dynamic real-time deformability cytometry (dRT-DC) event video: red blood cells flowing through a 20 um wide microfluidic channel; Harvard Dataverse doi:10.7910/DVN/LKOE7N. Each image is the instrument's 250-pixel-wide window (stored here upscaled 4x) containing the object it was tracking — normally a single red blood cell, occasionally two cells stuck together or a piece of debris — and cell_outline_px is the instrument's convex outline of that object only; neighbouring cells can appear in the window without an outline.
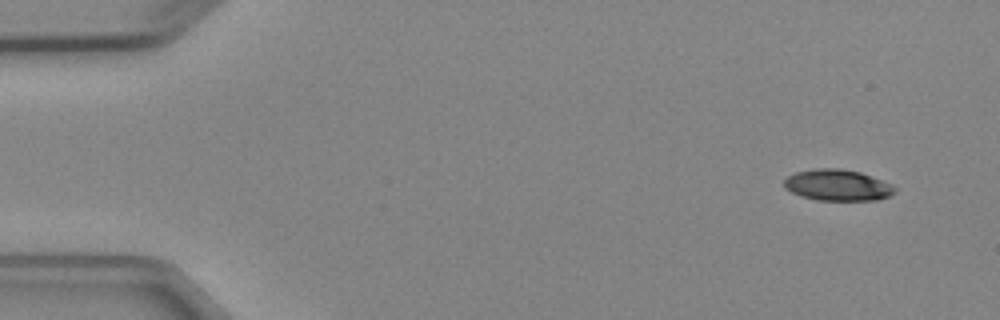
{"species": "Egyptian fruit bat (a non-hibernating species)", "species_latin": "Rousettus aegyptiacus", "temperature_condition": "cold", "stored_images_in_passage": 5, "camera_frame_rate_fps": 3000, "um_per_image_px": 0.085, "animal": {"sex": "female"}, "frame": {"image": 1, "passage_image": 1, "time_ms": 0.0, "image_size_px": [1000, 320], "cell_outline_px": [[896, 192], [888, 196], [876, 200], [816, 200], [800, 196], [784, 188], [784, 180], [788, 176], [796, 172], [816, 168], [840, 168], [860, 172], [892, 184], [896, 188]], "centroid_in_image_um": [71.18, 15.74], "position_along_channel_um": 13.8, "area_um2": 20.17}}
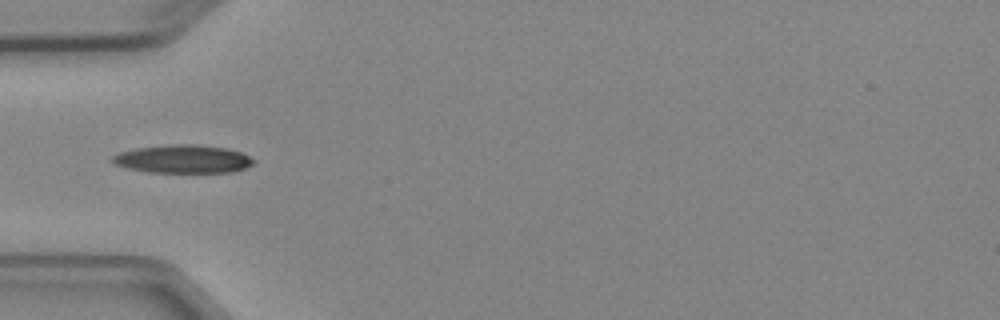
{"frame": {"image": 2, "passage_image": 4, "time_ms": 4.333, "image_size_px": [1000, 320], "cell_outline_px": [[256, 160], [252, 164], [244, 168], [232, 172], [148, 172], [128, 168], [116, 164], [112, 160], [112, 156], [120, 152], [136, 148], [172, 144], [196, 144], [228, 148], [240, 152]], "centroid_in_image_um": [15.57, 13.51], "position_along_channel_um": 69.4, "area_um2": 23.06}}